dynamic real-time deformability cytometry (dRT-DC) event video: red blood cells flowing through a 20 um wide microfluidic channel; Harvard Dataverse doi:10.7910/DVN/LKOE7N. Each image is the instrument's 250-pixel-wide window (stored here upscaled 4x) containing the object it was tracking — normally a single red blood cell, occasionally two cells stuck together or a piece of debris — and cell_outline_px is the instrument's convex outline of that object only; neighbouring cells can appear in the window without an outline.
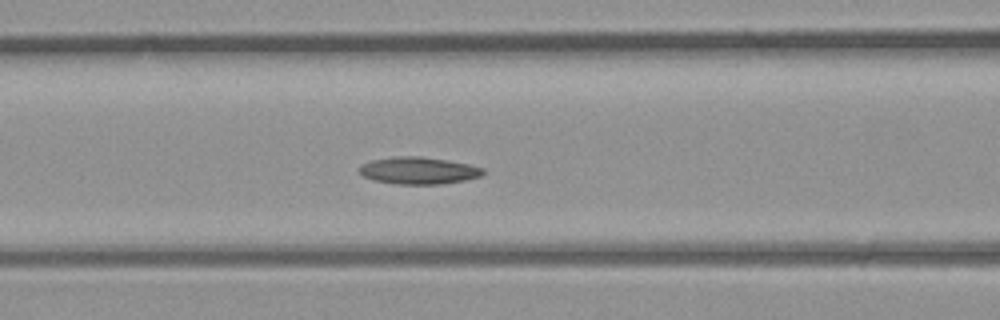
{"species": "common noctule bat (a hibernating species)", "species_latin": "Nyctalus noctula", "temperature_condition": "room temperature", "stored_images_in_passage": 18, "camera_frame_rate_fps": 3000, "um_per_image_px": 0.085, "animal": {"sex": "male", "body_mass_g": 23.1, "forearm_length_mm": 52.7}, "frame": {"image": 1, "passage_image": 7, "time_ms": 2.0, "image_size_px": [1000, 320], "cell_outline_px": [[484, 172], [480, 176], [464, 180], [440, 184], [392, 184], [372, 180], [364, 176], [356, 168], [360, 164], [372, 160], [396, 156], [420, 156], [468, 164], [484, 168]], "centroid_in_image_um": [35.51, 14.5], "position_along_channel_um": 131.1, "area_um2": 19.54}}
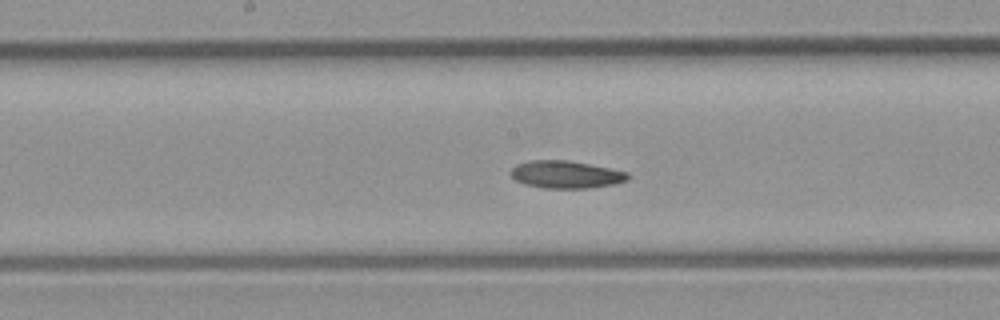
{"frame": {"image": 2, "passage_image": 11, "time_ms": 3.333, "image_size_px": [1000, 320], "cell_outline_px": [[632, 176], [628, 180], [612, 184], [588, 188], [544, 188], [524, 184], [516, 180], [508, 172], [516, 164], [532, 160], [568, 160], [628, 172]], "centroid_in_image_um": [48.09, 14.83], "position_along_channel_um": 200.1, "area_um2": 18.73}}
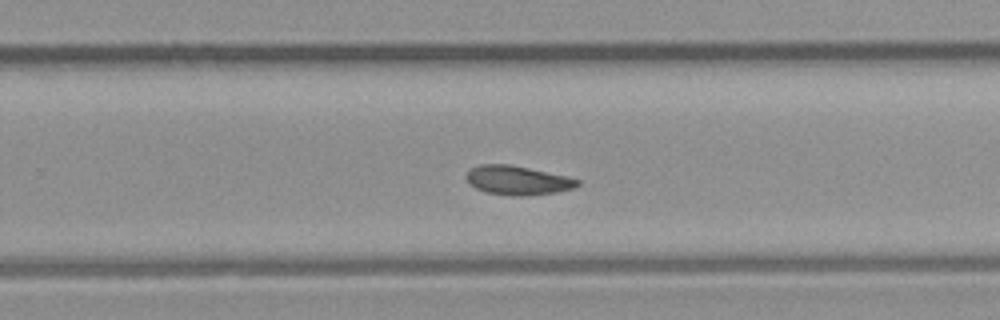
{"frame": {"image": 3, "passage_image": 16, "time_ms": 5.0, "image_size_px": [1000, 320], "cell_outline_px": [[580, 184], [572, 188], [556, 192], [524, 196], [512, 196], [488, 192], [476, 188], [468, 180], [468, 172], [472, 168], [480, 164], [508, 164], [568, 176], [580, 180]], "centroid_in_image_um": [44.04, 15.32], "position_along_channel_um": 285.8, "area_um2": 18.5}}